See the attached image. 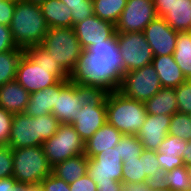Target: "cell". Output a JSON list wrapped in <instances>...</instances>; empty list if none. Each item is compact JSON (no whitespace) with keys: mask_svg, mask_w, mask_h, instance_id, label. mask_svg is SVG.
<instances>
[{"mask_svg":"<svg viewBox=\"0 0 191 191\" xmlns=\"http://www.w3.org/2000/svg\"><path fill=\"white\" fill-rule=\"evenodd\" d=\"M40 185L43 191H70L69 183H66L63 179L54 176L52 173L45 177Z\"/></svg>","mask_w":191,"mask_h":191,"instance_id":"ab89813d","label":"cell"},{"mask_svg":"<svg viewBox=\"0 0 191 191\" xmlns=\"http://www.w3.org/2000/svg\"><path fill=\"white\" fill-rule=\"evenodd\" d=\"M87 166V156L80 154L55 164L51 173L70 184L87 174Z\"/></svg>","mask_w":191,"mask_h":191,"instance_id":"603a6c76","label":"cell"},{"mask_svg":"<svg viewBox=\"0 0 191 191\" xmlns=\"http://www.w3.org/2000/svg\"><path fill=\"white\" fill-rule=\"evenodd\" d=\"M177 96L178 112L188 114L191 112V80H185L174 88Z\"/></svg>","mask_w":191,"mask_h":191,"instance_id":"836d02e7","label":"cell"},{"mask_svg":"<svg viewBox=\"0 0 191 191\" xmlns=\"http://www.w3.org/2000/svg\"><path fill=\"white\" fill-rule=\"evenodd\" d=\"M126 3L127 0H93L94 14L115 25Z\"/></svg>","mask_w":191,"mask_h":191,"instance_id":"83f0119b","label":"cell"},{"mask_svg":"<svg viewBox=\"0 0 191 191\" xmlns=\"http://www.w3.org/2000/svg\"><path fill=\"white\" fill-rule=\"evenodd\" d=\"M168 134L181 140H191V120L188 114L174 113L171 116Z\"/></svg>","mask_w":191,"mask_h":191,"instance_id":"4dcf8cb0","label":"cell"},{"mask_svg":"<svg viewBox=\"0 0 191 191\" xmlns=\"http://www.w3.org/2000/svg\"><path fill=\"white\" fill-rule=\"evenodd\" d=\"M24 51L15 80L29 93L69 80V75L40 44L28 46Z\"/></svg>","mask_w":191,"mask_h":191,"instance_id":"7a4b0ae2","label":"cell"},{"mask_svg":"<svg viewBox=\"0 0 191 191\" xmlns=\"http://www.w3.org/2000/svg\"><path fill=\"white\" fill-rule=\"evenodd\" d=\"M156 17L157 12L153 0H127L115 24L116 33L143 32Z\"/></svg>","mask_w":191,"mask_h":191,"instance_id":"5bb4252c","label":"cell"},{"mask_svg":"<svg viewBox=\"0 0 191 191\" xmlns=\"http://www.w3.org/2000/svg\"><path fill=\"white\" fill-rule=\"evenodd\" d=\"M154 182L125 183L124 191H151Z\"/></svg>","mask_w":191,"mask_h":191,"instance_id":"bcb514c9","label":"cell"},{"mask_svg":"<svg viewBox=\"0 0 191 191\" xmlns=\"http://www.w3.org/2000/svg\"><path fill=\"white\" fill-rule=\"evenodd\" d=\"M40 45L49 52V55L69 76L83 52L73 27L49 28Z\"/></svg>","mask_w":191,"mask_h":191,"instance_id":"8992f818","label":"cell"},{"mask_svg":"<svg viewBox=\"0 0 191 191\" xmlns=\"http://www.w3.org/2000/svg\"><path fill=\"white\" fill-rule=\"evenodd\" d=\"M17 0H0V25L10 26Z\"/></svg>","mask_w":191,"mask_h":191,"instance_id":"60d3db41","label":"cell"},{"mask_svg":"<svg viewBox=\"0 0 191 191\" xmlns=\"http://www.w3.org/2000/svg\"><path fill=\"white\" fill-rule=\"evenodd\" d=\"M27 191H43L40 183L38 184H27Z\"/></svg>","mask_w":191,"mask_h":191,"instance_id":"816d5d0a","label":"cell"},{"mask_svg":"<svg viewBox=\"0 0 191 191\" xmlns=\"http://www.w3.org/2000/svg\"><path fill=\"white\" fill-rule=\"evenodd\" d=\"M162 88L152 64L124 74L119 91L130 99L145 103Z\"/></svg>","mask_w":191,"mask_h":191,"instance_id":"30bf717a","label":"cell"},{"mask_svg":"<svg viewBox=\"0 0 191 191\" xmlns=\"http://www.w3.org/2000/svg\"><path fill=\"white\" fill-rule=\"evenodd\" d=\"M170 122L171 116L169 115H146L144 124L136 135L145 150L157 151L159 149L160 144L168 135Z\"/></svg>","mask_w":191,"mask_h":191,"instance_id":"e0dca14e","label":"cell"},{"mask_svg":"<svg viewBox=\"0 0 191 191\" xmlns=\"http://www.w3.org/2000/svg\"><path fill=\"white\" fill-rule=\"evenodd\" d=\"M62 82L60 80L56 85L30 93L29 102L24 113L29 117H38L52 113L54 104H56V88Z\"/></svg>","mask_w":191,"mask_h":191,"instance_id":"44dd1931","label":"cell"},{"mask_svg":"<svg viewBox=\"0 0 191 191\" xmlns=\"http://www.w3.org/2000/svg\"><path fill=\"white\" fill-rule=\"evenodd\" d=\"M157 159L162 173L172 171L174 168L184 166L182 158L179 155H166V153H157Z\"/></svg>","mask_w":191,"mask_h":191,"instance_id":"74e56055","label":"cell"},{"mask_svg":"<svg viewBox=\"0 0 191 191\" xmlns=\"http://www.w3.org/2000/svg\"><path fill=\"white\" fill-rule=\"evenodd\" d=\"M116 37L125 72L152 63L154 55L143 32L116 33Z\"/></svg>","mask_w":191,"mask_h":191,"instance_id":"8fae6325","label":"cell"},{"mask_svg":"<svg viewBox=\"0 0 191 191\" xmlns=\"http://www.w3.org/2000/svg\"><path fill=\"white\" fill-rule=\"evenodd\" d=\"M168 25L177 32L191 29V0H177L163 17Z\"/></svg>","mask_w":191,"mask_h":191,"instance_id":"d4e9b609","label":"cell"},{"mask_svg":"<svg viewBox=\"0 0 191 191\" xmlns=\"http://www.w3.org/2000/svg\"><path fill=\"white\" fill-rule=\"evenodd\" d=\"M159 183L170 191H191V179L185 165L163 173Z\"/></svg>","mask_w":191,"mask_h":191,"instance_id":"f1b7e54d","label":"cell"},{"mask_svg":"<svg viewBox=\"0 0 191 191\" xmlns=\"http://www.w3.org/2000/svg\"><path fill=\"white\" fill-rule=\"evenodd\" d=\"M44 154L52 167L64 160L84 154L85 141L72 124H60L56 133L42 144Z\"/></svg>","mask_w":191,"mask_h":191,"instance_id":"ba28073f","label":"cell"},{"mask_svg":"<svg viewBox=\"0 0 191 191\" xmlns=\"http://www.w3.org/2000/svg\"><path fill=\"white\" fill-rule=\"evenodd\" d=\"M106 122V94L91 92L85 98L83 107L78 110L71 124L86 142Z\"/></svg>","mask_w":191,"mask_h":191,"instance_id":"9c48e42d","label":"cell"},{"mask_svg":"<svg viewBox=\"0 0 191 191\" xmlns=\"http://www.w3.org/2000/svg\"><path fill=\"white\" fill-rule=\"evenodd\" d=\"M30 93L16 80L0 86V106L12 114L24 113Z\"/></svg>","mask_w":191,"mask_h":191,"instance_id":"ac0fdd59","label":"cell"},{"mask_svg":"<svg viewBox=\"0 0 191 191\" xmlns=\"http://www.w3.org/2000/svg\"><path fill=\"white\" fill-rule=\"evenodd\" d=\"M1 191H27V183L17 182L14 177L1 178Z\"/></svg>","mask_w":191,"mask_h":191,"instance_id":"ee69618b","label":"cell"},{"mask_svg":"<svg viewBox=\"0 0 191 191\" xmlns=\"http://www.w3.org/2000/svg\"><path fill=\"white\" fill-rule=\"evenodd\" d=\"M182 161L185 166L191 164V140L188 141L183 151Z\"/></svg>","mask_w":191,"mask_h":191,"instance_id":"c3c4849f","label":"cell"},{"mask_svg":"<svg viewBox=\"0 0 191 191\" xmlns=\"http://www.w3.org/2000/svg\"><path fill=\"white\" fill-rule=\"evenodd\" d=\"M186 167L189 173V178L191 179V164L187 165Z\"/></svg>","mask_w":191,"mask_h":191,"instance_id":"db71d44e","label":"cell"},{"mask_svg":"<svg viewBox=\"0 0 191 191\" xmlns=\"http://www.w3.org/2000/svg\"><path fill=\"white\" fill-rule=\"evenodd\" d=\"M151 64L158 74L162 87L175 88L186 80L173 55L155 56Z\"/></svg>","mask_w":191,"mask_h":191,"instance_id":"ffe728a7","label":"cell"},{"mask_svg":"<svg viewBox=\"0 0 191 191\" xmlns=\"http://www.w3.org/2000/svg\"><path fill=\"white\" fill-rule=\"evenodd\" d=\"M20 48L15 43L10 26L0 25V53Z\"/></svg>","mask_w":191,"mask_h":191,"instance_id":"b9f144b4","label":"cell"},{"mask_svg":"<svg viewBox=\"0 0 191 191\" xmlns=\"http://www.w3.org/2000/svg\"><path fill=\"white\" fill-rule=\"evenodd\" d=\"M146 115L143 102L130 99L119 90L106 93L107 123L123 135H137L144 124Z\"/></svg>","mask_w":191,"mask_h":191,"instance_id":"5b68a950","label":"cell"},{"mask_svg":"<svg viewBox=\"0 0 191 191\" xmlns=\"http://www.w3.org/2000/svg\"><path fill=\"white\" fill-rule=\"evenodd\" d=\"M143 150V144L136 135H123L119 142V153L122 160L138 158Z\"/></svg>","mask_w":191,"mask_h":191,"instance_id":"1f68e13d","label":"cell"},{"mask_svg":"<svg viewBox=\"0 0 191 191\" xmlns=\"http://www.w3.org/2000/svg\"><path fill=\"white\" fill-rule=\"evenodd\" d=\"M122 164L123 184L151 182L146 177L144 159L141 156L132 160H123Z\"/></svg>","mask_w":191,"mask_h":191,"instance_id":"f546056e","label":"cell"},{"mask_svg":"<svg viewBox=\"0 0 191 191\" xmlns=\"http://www.w3.org/2000/svg\"><path fill=\"white\" fill-rule=\"evenodd\" d=\"M141 157L144 159L146 177L151 182L159 183L163 173L157 159V152L144 149Z\"/></svg>","mask_w":191,"mask_h":191,"instance_id":"d6a6232c","label":"cell"},{"mask_svg":"<svg viewBox=\"0 0 191 191\" xmlns=\"http://www.w3.org/2000/svg\"><path fill=\"white\" fill-rule=\"evenodd\" d=\"M69 189L70 191H97L96 183L88 174L71 182Z\"/></svg>","mask_w":191,"mask_h":191,"instance_id":"7bdbcfd3","label":"cell"},{"mask_svg":"<svg viewBox=\"0 0 191 191\" xmlns=\"http://www.w3.org/2000/svg\"><path fill=\"white\" fill-rule=\"evenodd\" d=\"M187 143V140H181L168 134L156 152L166 153V155H179L182 158Z\"/></svg>","mask_w":191,"mask_h":191,"instance_id":"e575fe53","label":"cell"},{"mask_svg":"<svg viewBox=\"0 0 191 191\" xmlns=\"http://www.w3.org/2000/svg\"><path fill=\"white\" fill-rule=\"evenodd\" d=\"M49 28L72 27V11L60 0H47L40 5Z\"/></svg>","mask_w":191,"mask_h":191,"instance_id":"cb8c5ba5","label":"cell"},{"mask_svg":"<svg viewBox=\"0 0 191 191\" xmlns=\"http://www.w3.org/2000/svg\"><path fill=\"white\" fill-rule=\"evenodd\" d=\"M24 53L23 48L0 53V86L15 80L18 65Z\"/></svg>","mask_w":191,"mask_h":191,"instance_id":"4316f807","label":"cell"},{"mask_svg":"<svg viewBox=\"0 0 191 191\" xmlns=\"http://www.w3.org/2000/svg\"><path fill=\"white\" fill-rule=\"evenodd\" d=\"M48 29L40 5L23 0L16 1L10 31L18 47L25 49L40 44Z\"/></svg>","mask_w":191,"mask_h":191,"instance_id":"277c9868","label":"cell"},{"mask_svg":"<svg viewBox=\"0 0 191 191\" xmlns=\"http://www.w3.org/2000/svg\"><path fill=\"white\" fill-rule=\"evenodd\" d=\"M60 1H62L70 8V6L87 5V3L90 0H60Z\"/></svg>","mask_w":191,"mask_h":191,"instance_id":"681fc988","label":"cell"},{"mask_svg":"<svg viewBox=\"0 0 191 191\" xmlns=\"http://www.w3.org/2000/svg\"><path fill=\"white\" fill-rule=\"evenodd\" d=\"M147 114L169 115L178 112L177 96L174 88L162 87L159 91L148 99L145 103Z\"/></svg>","mask_w":191,"mask_h":191,"instance_id":"7402d4cb","label":"cell"},{"mask_svg":"<svg viewBox=\"0 0 191 191\" xmlns=\"http://www.w3.org/2000/svg\"><path fill=\"white\" fill-rule=\"evenodd\" d=\"M97 191H124L123 183H96Z\"/></svg>","mask_w":191,"mask_h":191,"instance_id":"7dc6e473","label":"cell"},{"mask_svg":"<svg viewBox=\"0 0 191 191\" xmlns=\"http://www.w3.org/2000/svg\"><path fill=\"white\" fill-rule=\"evenodd\" d=\"M122 162L118 143L115 147L107 148L93 158L87 157V174L95 183H123Z\"/></svg>","mask_w":191,"mask_h":191,"instance_id":"4fadbf2b","label":"cell"},{"mask_svg":"<svg viewBox=\"0 0 191 191\" xmlns=\"http://www.w3.org/2000/svg\"><path fill=\"white\" fill-rule=\"evenodd\" d=\"M23 1L28 2V3H32L34 5H41L42 3H44L47 0H23Z\"/></svg>","mask_w":191,"mask_h":191,"instance_id":"f5cc1de1","label":"cell"},{"mask_svg":"<svg viewBox=\"0 0 191 191\" xmlns=\"http://www.w3.org/2000/svg\"><path fill=\"white\" fill-rule=\"evenodd\" d=\"M59 125V120L52 113L38 117L14 114L8 146L12 149L42 146L56 133Z\"/></svg>","mask_w":191,"mask_h":191,"instance_id":"3957f363","label":"cell"},{"mask_svg":"<svg viewBox=\"0 0 191 191\" xmlns=\"http://www.w3.org/2000/svg\"><path fill=\"white\" fill-rule=\"evenodd\" d=\"M73 28L83 49L96 43L105 42L116 33L114 24L100 19L95 14L73 25Z\"/></svg>","mask_w":191,"mask_h":191,"instance_id":"2e32d148","label":"cell"},{"mask_svg":"<svg viewBox=\"0 0 191 191\" xmlns=\"http://www.w3.org/2000/svg\"><path fill=\"white\" fill-rule=\"evenodd\" d=\"M174 60L186 80H191V32H177Z\"/></svg>","mask_w":191,"mask_h":191,"instance_id":"484cf974","label":"cell"},{"mask_svg":"<svg viewBox=\"0 0 191 191\" xmlns=\"http://www.w3.org/2000/svg\"><path fill=\"white\" fill-rule=\"evenodd\" d=\"M123 137V134L114 126L105 123L86 142L84 154L88 158H93L107 148L115 147Z\"/></svg>","mask_w":191,"mask_h":191,"instance_id":"d6986e66","label":"cell"},{"mask_svg":"<svg viewBox=\"0 0 191 191\" xmlns=\"http://www.w3.org/2000/svg\"><path fill=\"white\" fill-rule=\"evenodd\" d=\"M143 33L154 57L173 55L177 31L173 30L164 18L156 17L145 27Z\"/></svg>","mask_w":191,"mask_h":191,"instance_id":"9a60e30c","label":"cell"},{"mask_svg":"<svg viewBox=\"0 0 191 191\" xmlns=\"http://www.w3.org/2000/svg\"><path fill=\"white\" fill-rule=\"evenodd\" d=\"M116 33L105 42L83 49L69 80L91 92L119 90L125 74Z\"/></svg>","mask_w":191,"mask_h":191,"instance_id":"6da1fadb","label":"cell"},{"mask_svg":"<svg viewBox=\"0 0 191 191\" xmlns=\"http://www.w3.org/2000/svg\"><path fill=\"white\" fill-rule=\"evenodd\" d=\"M14 114L0 106V145H8Z\"/></svg>","mask_w":191,"mask_h":191,"instance_id":"8d00e7d4","label":"cell"},{"mask_svg":"<svg viewBox=\"0 0 191 191\" xmlns=\"http://www.w3.org/2000/svg\"><path fill=\"white\" fill-rule=\"evenodd\" d=\"M93 7V0H90L87 5L70 6V10L72 11V27L93 15Z\"/></svg>","mask_w":191,"mask_h":191,"instance_id":"f35d334b","label":"cell"},{"mask_svg":"<svg viewBox=\"0 0 191 191\" xmlns=\"http://www.w3.org/2000/svg\"><path fill=\"white\" fill-rule=\"evenodd\" d=\"M13 177L12 148L8 145H0V179Z\"/></svg>","mask_w":191,"mask_h":191,"instance_id":"d590c367","label":"cell"},{"mask_svg":"<svg viewBox=\"0 0 191 191\" xmlns=\"http://www.w3.org/2000/svg\"><path fill=\"white\" fill-rule=\"evenodd\" d=\"M151 191H170L167 187L161 185L160 183H154L151 187Z\"/></svg>","mask_w":191,"mask_h":191,"instance_id":"f907efd6","label":"cell"},{"mask_svg":"<svg viewBox=\"0 0 191 191\" xmlns=\"http://www.w3.org/2000/svg\"><path fill=\"white\" fill-rule=\"evenodd\" d=\"M13 177L17 182L38 184L51 174L42 146L12 149Z\"/></svg>","mask_w":191,"mask_h":191,"instance_id":"52a82bcc","label":"cell"},{"mask_svg":"<svg viewBox=\"0 0 191 191\" xmlns=\"http://www.w3.org/2000/svg\"><path fill=\"white\" fill-rule=\"evenodd\" d=\"M90 93L91 91L88 89L82 88L70 80L63 81L56 88V104H54L52 114L60 124H71Z\"/></svg>","mask_w":191,"mask_h":191,"instance_id":"7c38bea8","label":"cell"},{"mask_svg":"<svg viewBox=\"0 0 191 191\" xmlns=\"http://www.w3.org/2000/svg\"><path fill=\"white\" fill-rule=\"evenodd\" d=\"M177 0H153L157 17L163 18L166 14L169 13V8L176 2Z\"/></svg>","mask_w":191,"mask_h":191,"instance_id":"f6af8a7d","label":"cell"},{"mask_svg":"<svg viewBox=\"0 0 191 191\" xmlns=\"http://www.w3.org/2000/svg\"><path fill=\"white\" fill-rule=\"evenodd\" d=\"M188 116H189V118H190V120H191V112H190V113H188Z\"/></svg>","mask_w":191,"mask_h":191,"instance_id":"11a10c76","label":"cell"}]
</instances>
